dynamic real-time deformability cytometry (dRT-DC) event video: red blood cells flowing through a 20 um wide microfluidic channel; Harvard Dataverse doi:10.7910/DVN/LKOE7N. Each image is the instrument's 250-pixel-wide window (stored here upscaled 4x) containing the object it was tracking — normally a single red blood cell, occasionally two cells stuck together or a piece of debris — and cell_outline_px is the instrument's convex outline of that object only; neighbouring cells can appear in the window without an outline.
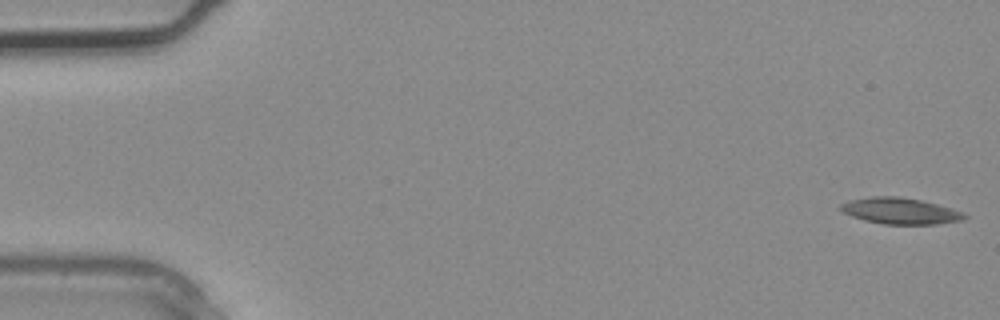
{"species": "common noctule bat (a hibernating species)", "species_latin": "Nyctalus noctula", "temperature_condition": "warm", "stored_images_in_passage": 3, "camera_frame_rate_fps": 3000, "um_per_image_px": 0.085, "animal": {"sex": "male", "body_mass_g": 20.4}, "frame": {"image": 1, "passage_image": 1, "time_ms": 0.0, "image_size_px": [1000, 320], "cell_outline_px": [[968, 216], [960, 220], [936, 224], [884, 224], [864, 220], [852, 216], [844, 212], [840, 208], [840, 204], [848, 200], [872, 196], [896, 196], [920, 200], [952, 208], [964, 212]], "centroid_in_image_um": [76.51, 17.92], "position_along_channel_um": 8.5, "area_um2": 18.79}}
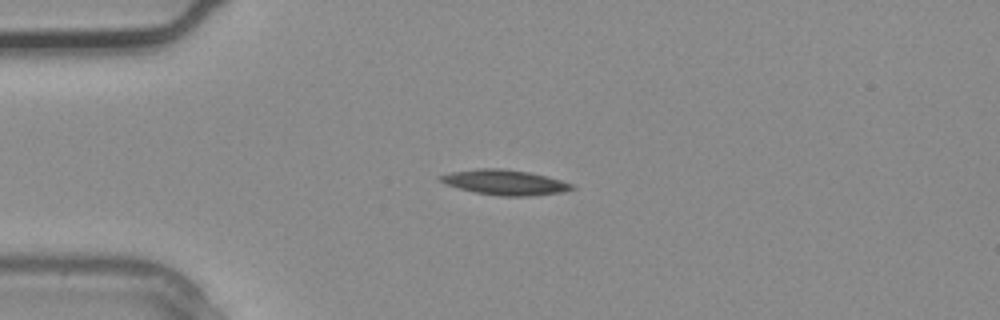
{"frame": {"image": 2, "passage_image": 3, "time_ms": 0.667, "image_size_px": [1000, 320], "cell_outline_px": [[576, 188], [564, 192], [532, 196], [500, 196], [476, 192], [460, 188], [448, 184], [440, 180], [436, 176], [452, 172], [480, 168], [500, 168], [528, 172], [548, 176], [572, 184]], "centroid_in_image_um": [42.95, 15.5], "position_along_channel_um": 42.0, "area_um2": 19.13}}